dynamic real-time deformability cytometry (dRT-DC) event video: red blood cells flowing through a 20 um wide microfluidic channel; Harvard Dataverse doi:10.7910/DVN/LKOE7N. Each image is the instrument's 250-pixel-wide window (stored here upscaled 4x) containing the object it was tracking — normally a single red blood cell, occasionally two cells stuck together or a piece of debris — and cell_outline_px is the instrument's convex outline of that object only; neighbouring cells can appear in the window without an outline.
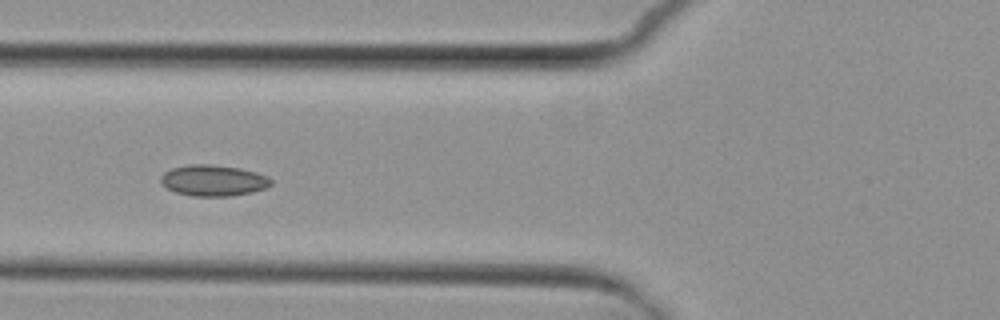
{"species": "common noctule bat (a hibernating species)", "species_latin": "Nyctalus noctula", "temperature_condition": "cold", "stored_images_in_passage": 6, "camera_frame_rate_fps": 3000, "um_per_image_px": 0.085, "animal": {"sex": "female", "body_mass_g": 29.2, "forearm_length_mm": 56.3}, "frame": {"image": 1, "passage_image": 6, "time_ms": 6.667, "image_size_px": [1000, 320], "cell_outline_px": [[272, 184], [264, 188], [252, 192], [228, 196], [192, 196], [176, 192], [160, 184], [160, 176], [164, 172], [172, 168], [188, 164], [212, 164], [240, 168], [256, 172], [268, 176], [272, 180]], "centroid_in_image_um": [18.11, 15.33], "position_along_channel_um": 107.7, "area_um2": 20.06}}